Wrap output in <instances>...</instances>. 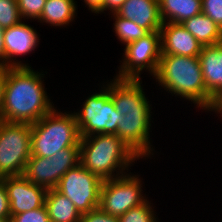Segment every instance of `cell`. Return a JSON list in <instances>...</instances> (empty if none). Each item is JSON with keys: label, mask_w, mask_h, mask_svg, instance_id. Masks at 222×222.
<instances>
[{"label": "cell", "mask_w": 222, "mask_h": 222, "mask_svg": "<svg viewBox=\"0 0 222 222\" xmlns=\"http://www.w3.org/2000/svg\"><path fill=\"white\" fill-rule=\"evenodd\" d=\"M42 77L30 66L7 68L1 120L33 124L54 109Z\"/></svg>", "instance_id": "obj_1"}, {"label": "cell", "mask_w": 222, "mask_h": 222, "mask_svg": "<svg viewBox=\"0 0 222 222\" xmlns=\"http://www.w3.org/2000/svg\"><path fill=\"white\" fill-rule=\"evenodd\" d=\"M154 77L171 94L191 100L201 109L213 108L215 101L207 94L199 57L161 55Z\"/></svg>", "instance_id": "obj_2"}, {"label": "cell", "mask_w": 222, "mask_h": 222, "mask_svg": "<svg viewBox=\"0 0 222 222\" xmlns=\"http://www.w3.org/2000/svg\"><path fill=\"white\" fill-rule=\"evenodd\" d=\"M79 146L80 163L102 181L125 175L124 170H128L136 159H140L115 134H95L83 137L80 138ZM115 171L118 172L116 175H114Z\"/></svg>", "instance_id": "obj_3"}, {"label": "cell", "mask_w": 222, "mask_h": 222, "mask_svg": "<svg viewBox=\"0 0 222 222\" xmlns=\"http://www.w3.org/2000/svg\"><path fill=\"white\" fill-rule=\"evenodd\" d=\"M55 108L31 124V156L52 157L59 150L80 147V134L73 113Z\"/></svg>", "instance_id": "obj_4"}, {"label": "cell", "mask_w": 222, "mask_h": 222, "mask_svg": "<svg viewBox=\"0 0 222 222\" xmlns=\"http://www.w3.org/2000/svg\"><path fill=\"white\" fill-rule=\"evenodd\" d=\"M31 156V124L0 120V175H23Z\"/></svg>", "instance_id": "obj_5"}, {"label": "cell", "mask_w": 222, "mask_h": 222, "mask_svg": "<svg viewBox=\"0 0 222 222\" xmlns=\"http://www.w3.org/2000/svg\"><path fill=\"white\" fill-rule=\"evenodd\" d=\"M102 89V92L93 93L85 100L81 111L73 112L80 138L95 134L117 135L120 114L115 109L107 86Z\"/></svg>", "instance_id": "obj_6"}, {"label": "cell", "mask_w": 222, "mask_h": 222, "mask_svg": "<svg viewBox=\"0 0 222 222\" xmlns=\"http://www.w3.org/2000/svg\"><path fill=\"white\" fill-rule=\"evenodd\" d=\"M138 175L123 176L105 180L100 189L99 208L112 216L120 217L131 208L146 201L142 194V183Z\"/></svg>", "instance_id": "obj_7"}, {"label": "cell", "mask_w": 222, "mask_h": 222, "mask_svg": "<svg viewBox=\"0 0 222 222\" xmlns=\"http://www.w3.org/2000/svg\"><path fill=\"white\" fill-rule=\"evenodd\" d=\"M124 50V59L115 78L141 80L142 70H148L155 76L161 58V33L149 32L144 37L128 43Z\"/></svg>", "instance_id": "obj_8"}, {"label": "cell", "mask_w": 222, "mask_h": 222, "mask_svg": "<svg viewBox=\"0 0 222 222\" xmlns=\"http://www.w3.org/2000/svg\"><path fill=\"white\" fill-rule=\"evenodd\" d=\"M102 180L81 163L68 170L56 190L67 197L81 214L99 207Z\"/></svg>", "instance_id": "obj_9"}, {"label": "cell", "mask_w": 222, "mask_h": 222, "mask_svg": "<svg viewBox=\"0 0 222 222\" xmlns=\"http://www.w3.org/2000/svg\"><path fill=\"white\" fill-rule=\"evenodd\" d=\"M80 163V147L59 150L52 157L30 156L24 176L46 190L56 189L61 177Z\"/></svg>", "instance_id": "obj_10"}, {"label": "cell", "mask_w": 222, "mask_h": 222, "mask_svg": "<svg viewBox=\"0 0 222 222\" xmlns=\"http://www.w3.org/2000/svg\"><path fill=\"white\" fill-rule=\"evenodd\" d=\"M151 110L117 111L120 121L117 125V136L139 157H149Z\"/></svg>", "instance_id": "obj_11"}, {"label": "cell", "mask_w": 222, "mask_h": 222, "mask_svg": "<svg viewBox=\"0 0 222 222\" xmlns=\"http://www.w3.org/2000/svg\"><path fill=\"white\" fill-rule=\"evenodd\" d=\"M11 216L41 208L45 204L47 190L30 182L24 175L4 177Z\"/></svg>", "instance_id": "obj_12"}, {"label": "cell", "mask_w": 222, "mask_h": 222, "mask_svg": "<svg viewBox=\"0 0 222 222\" xmlns=\"http://www.w3.org/2000/svg\"><path fill=\"white\" fill-rule=\"evenodd\" d=\"M39 37L33 27L22 21L4 30L5 67H28V64L16 62L15 56L27 55L38 46ZM12 59V60H11ZM13 61V62H12Z\"/></svg>", "instance_id": "obj_13"}, {"label": "cell", "mask_w": 222, "mask_h": 222, "mask_svg": "<svg viewBox=\"0 0 222 222\" xmlns=\"http://www.w3.org/2000/svg\"><path fill=\"white\" fill-rule=\"evenodd\" d=\"M161 55L198 57L203 46L181 24L166 22L160 29Z\"/></svg>", "instance_id": "obj_14"}, {"label": "cell", "mask_w": 222, "mask_h": 222, "mask_svg": "<svg viewBox=\"0 0 222 222\" xmlns=\"http://www.w3.org/2000/svg\"><path fill=\"white\" fill-rule=\"evenodd\" d=\"M112 81L107 89L117 111L151 110L140 80L114 78Z\"/></svg>", "instance_id": "obj_15"}, {"label": "cell", "mask_w": 222, "mask_h": 222, "mask_svg": "<svg viewBox=\"0 0 222 222\" xmlns=\"http://www.w3.org/2000/svg\"><path fill=\"white\" fill-rule=\"evenodd\" d=\"M116 14L149 32L160 31L163 25L158 0H126Z\"/></svg>", "instance_id": "obj_16"}, {"label": "cell", "mask_w": 222, "mask_h": 222, "mask_svg": "<svg viewBox=\"0 0 222 222\" xmlns=\"http://www.w3.org/2000/svg\"><path fill=\"white\" fill-rule=\"evenodd\" d=\"M198 57L207 94L215 101L222 94V43L203 46Z\"/></svg>", "instance_id": "obj_17"}, {"label": "cell", "mask_w": 222, "mask_h": 222, "mask_svg": "<svg viewBox=\"0 0 222 222\" xmlns=\"http://www.w3.org/2000/svg\"><path fill=\"white\" fill-rule=\"evenodd\" d=\"M158 4L163 23L181 24L202 13L201 0H158Z\"/></svg>", "instance_id": "obj_18"}, {"label": "cell", "mask_w": 222, "mask_h": 222, "mask_svg": "<svg viewBox=\"0 0 222 222\" xmlns=\"http://www.w3.org/2000/svg\"><path fill=\"white\" fill-rule=\"evenodd\" d=\"M45 206L50 222H80L82 214L75 205L56 189L47 190Z\"/></svg>", "instance_id": "obj_19"}, {"label": "cell", "mask_w": 222, "mask_h": 222, "mask_svg": "<svg viewBox=\"0 0 222 222\" xmlns=\"http://www.w3.org/2000/svg\"><path fill=\"white\" fill-rule=\"evenodd\" d=\"M181 25L188 30L202 46L222 43V29L203 13L185 20Z\"/></svg>", "instance_id": "obj_20"}, {"label": "cell", "mask_w": 222, "mask_h": 222, "mask_svg": "<svg viewBox=\"0 0 222 222\" xmlns=\"http://www.w3.org/2000/svg\"><path fill=\"white\" fill-rule=\"evenodd\" d=\"M76 8L74 0H46L39 20L51 26H65L74 19Z\"/></svg>", "instance_id": "obj_21"}, {"label": "cell", "mask_w": 222, "mask_h": 222, "mask_svg": "<svg viewBox=\"0 0 222 222\" xmlns=\"http://www.w3.org/2000/svg\"><path fill=\"white\" fill-rule=\"evenodd\" d=\"M115 18L114 30L115 34L121 43H131L144 37L149 31L141 26H138L134 21L122 18L121 16L113 13Z\"/></svg>", "instance_id": "obj_22"}, {"label": "cell", "mask_w": 222, "mask_h": 222, "mask_svg": "<svg viewBox=\"0 0 222 222\" xmlns=\"http://www.w3.org/2000/svg\"><path fill=\"white\" fill-rule=\"evenodd\" d=\"M151 204L146 200L141 205L131 208L125 214L118 217L119 222H157L156 215Z\"/></svg>", "instance_id": "obj_23"}, {"label": "cell", "mask_w": 222, "mask_h": 222, "mask_svg": "<svg viewBox=\"0 0 222 222\" xmlns=\"http://www.w3.org/2000/svg\"><path fill=\"white\" fill-rule=\"evenodd\" d=\"M21 21L17 0H0V26L6 29Z\"/></svg>", "instance_id": "obj_24"}, {"label": "cell", "mask_w": 222, "mask_h": 222, "mask_svg": "<svg viewBox=\"0 0 222 222\" xmlns=\"http://www.w3.org/2000/svg\"><path fill=\"white\" fill-rule=\"evenodd\" d=\"M46 0H17L19 13L23 19H40Z\"/></svg>", "instance_id": "obj_25"}, {"label": "cell", "mask_w": 222, "mask_h": 222, "mask_svg": "<svg viewBox=\"0 0 222 222\" xmlns=\"http://www.w3.org/2000/svg\"><path fill=\"white\" fill-rule=\"evenodd\" d=\"M10 222H50V218L44 204L41 208L11 216Z\"/></svg>", "instance_id": "obj_26"}, {"label": "cell", "mask_w": 222, "mask_h": 222, "mask_svg": "<svg viewBox=\"0 0 222 222\" xmlns=\"http://www.w3.org/2000/svg\"><path fill=\"white\" fill-rule=\"evenodd\" d=\"M202 13L222 29V0H201Z\"/></svg>", "instance_id": "obj_27"}, {"label": "cell", "mask_w": 222, "mask_h": 222, "mask_svg": "<svg viewBox=\"0 0 222 222\" xmlns=\"http://www.w3.org/2000/svg\"><path fill=\"white\" fill-rule=\"evenodd\" d=\"M80 222H119L118 217L107 214L99 207L82 214Z\"/></svg>", "instance_id": "obj_28"}, {"label": "cell", "mask_w": 222, "mask_h": 222, "mask_svg": "<svg viewBox=\"0 0 222 222\" xmlns=\"http://www.w3.org/2000/svg\"><path fill=\"white\" fill-rule=\"evenodd\" d=\"M10 203L4 182L0 181V218H10Z\"/></svg>", "instance_id": "obj_29"}, {"label": "cell", "mask_w": 222, "mask_h": 222, "mask_svg": "<svg viewBox=\"0 0 222 222\" xmlns=\"http://www.w3.org/2000/svg\"><path fill=\"white\" fill-rule=\"evenodd\" d=\"M7 67L0 66V120L2 115L4 86L6 81Z\"/></svg>", "instance_id": "obj_30"}, {"label": "cell", "mask_w": 222, "mask_h": 222, "mask_svg": "<svg viewBox=\"0 0 222 222\" xmlns=\"http://www.w3.org/2000/svg\"><path fill=\"white\" fill-rule=\"evenodd\" d=\"M85 4L91 9V12L101 13L104 12V0H84Z\"/></svg>", "instance_id": "obj_31"}, {"label": "cell", "mask_w": 222, "mask_h": 222, "mask_svg": "<svg viewBox=\"0 0 222 222\" xmlns=\"http://www.w3.org/2000/svg\"><path fill=\"white\" fill-rule=\"evenodd\" d=\"M126 0H104V10H110L116 13Z\"/></svg>", "instance_id": "obj_32"}, {"label": "cell", "mask_w": 222, "mask_h": 222, "mask_svg": "<svg viewBox=\"0 0 222 222\" xmlns=\"http://www.w3.org/2000/svg\"><path fill=\"white\" fill-rule=\"evenodd\" d=\"M4 30L0 26V66L5 67V45H4Z\"/></svg>", "instance_id": "obj_33"}, {"label": "cell", "mask_w": 222, "mask_h": 222, "mask_svg": "<svg viewBox=\"0 0 222 222\" xmlns=\"http://www.w3.org/2000/svg\"><path fill=\"white\" fill-rule=\"evenodd\" d=\"M211 111H215L217 113L222 114V94L215 100L214 106ZM222 116V115H221Z\"/></svg>", "instance_id": "obj_34"}, {"label": "cell", "mask_w": 222, "mask_h": 222, "mask_svg": "<svg viewBox=\"0 0 222 222\" xmlns=\"http://www.w3.org/2000/svg\"><path fill=\"white\" fill-rule=\"evenodd\" d=\"M0 222H10V218H0Z\"/></svg>", "instance_id": "obj_35"}]
</instances>
